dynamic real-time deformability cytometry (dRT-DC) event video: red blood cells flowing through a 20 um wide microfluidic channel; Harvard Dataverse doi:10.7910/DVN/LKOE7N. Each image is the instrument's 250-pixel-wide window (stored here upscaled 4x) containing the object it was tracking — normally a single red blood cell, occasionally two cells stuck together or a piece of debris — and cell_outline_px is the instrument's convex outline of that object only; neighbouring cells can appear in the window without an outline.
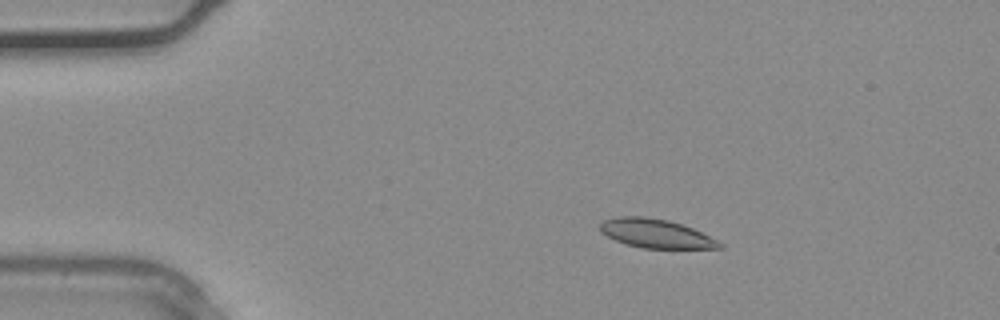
{"species": "common noctule bat (a hibernating species)", "species_latin": "Nyctalus noctula", "temperature_condition": "warm", "stored_images_in_passage": 37, "camera_frame_rate_fps": 3000, "um_per_image_px": 0.085, "animal": {"sex": "male", "body_mass_g": 20.4}, "frame": {"image": 1, "passage_image": 7, "time_ms": 2.0, "image_size_px": [1000, 320], "cell_outline_px": [[724, 248], [640, 248], [624, 244], [600, 232], [600, 224], [604, 220], [616, 216], [644, 216], [668, 220], [692, 228], [724, 244]], "centroid_in_image_um": [55.71, 19.85], "position_along_channel_um": 29.3, "area_um2": 20.0}}
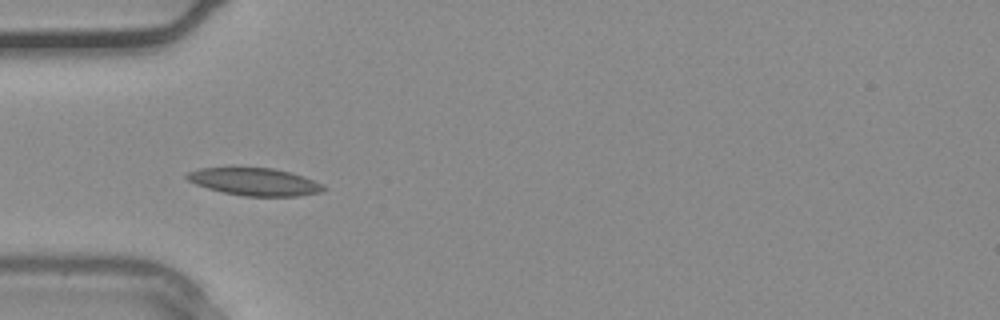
{"frame": {"image": 2, "passage_image": 12, "time_ms": 3.667, "image_size_px": [1000, 320], "cell_outline_px": [[328, 188], [320, 192], [300, 196], [244, 196], [224, 192], [208, 188], [196, 184], [188, 180], [184, 176], [188, 172], [200, 168], [272, 168], [304, 176], [324, 184]], "centroid_in_image_um": [21.68, 15.45], "position_along_channel_um": 63.3, "area_um2": 21.79}}
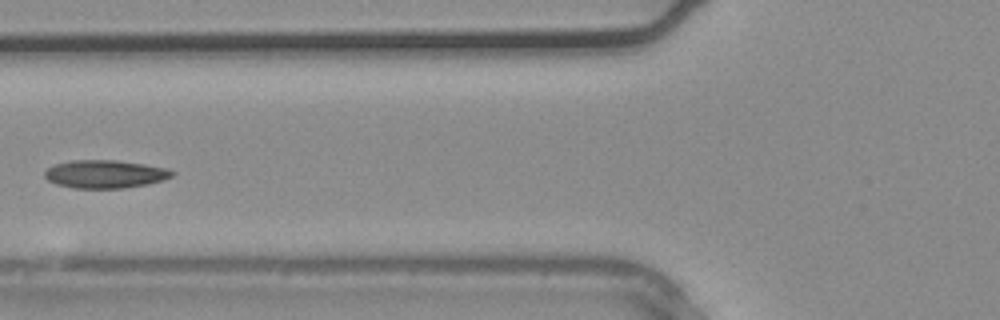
{"frame": {"image": 3, "passage_image": 15, "time_ms": 4.667, "image_size_px": [1000, 320], "cell_outline_px": [[176, 172], [172, 176], [148, 184], [124, 188], [72, 188], [56, 184], [48, 180], [44, 176], [44, 172], [48, 168], [56, 164], [72, 160], [116, 160], [144, 164], [168, 168]], "centroid_in_image_um": [8.93, 14.79], "position_along_channel_um": 116.9, "area_um2": 20.81}}